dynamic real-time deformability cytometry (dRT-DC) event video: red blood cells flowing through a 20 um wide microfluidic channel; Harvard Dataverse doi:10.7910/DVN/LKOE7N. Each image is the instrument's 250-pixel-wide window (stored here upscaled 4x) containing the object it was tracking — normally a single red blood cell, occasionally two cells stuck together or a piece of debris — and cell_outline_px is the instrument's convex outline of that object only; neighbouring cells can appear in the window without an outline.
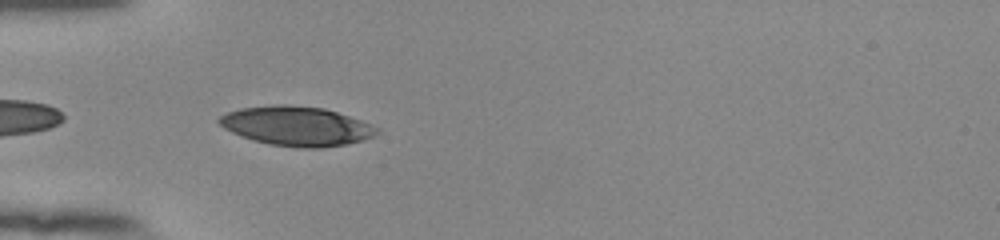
{"species": "human", "species_latin": "Homo sapiens", "temperature_condition": "room temperature", "stored_images_in_passage": 38, "camera_frame_rate_fps": 3000, "um_per_image_px": 0.085, "donor": {"sex": "female"}, "frame": {"image": 1, "passage_image": 2, "time_ms": 0.333, "image_size_px": [1000, 240], "cell_outline_px": [[380, 132], [364, 140], [348, 144], [320, 148], [300, 148], [268, 144], [252, 140], [232, 132], [224, 128], [216, 120], [220, 116], [228, 112], [240, 108], [276, 104], [288, 104], [324, 108], [360, 120], [380, 128]], "centroid_in_image_um": [25.21, 10.72], "position_along_channel_um": 59.8, "area_um2": 36.3}}
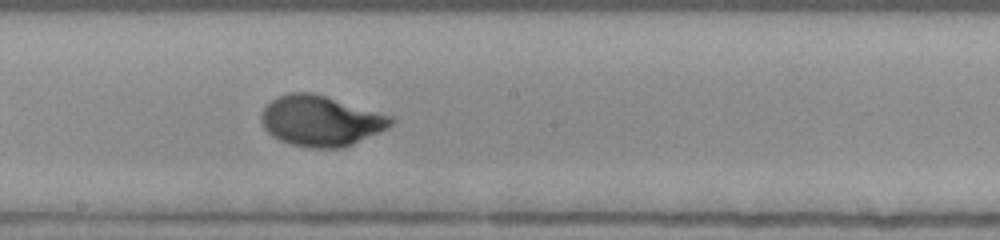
{"frame": {"image": 2, "passage_image": 15, "time_ms": 4.667, "image_size_px": [1000, 240], "cell_outline_px": [[396, 120], [388, 128], [344, 148], [312, 148], [292, 144], [280, 140], [272, 136], [264, 128], [260, 120], [260, 112], [276, 96], [288, 92], [312, 92], [392, 116]], "centroid_in_image_um": [27.25, 10.27], "position_along_channel_um": 221.0, "area_um2": 38.21}}
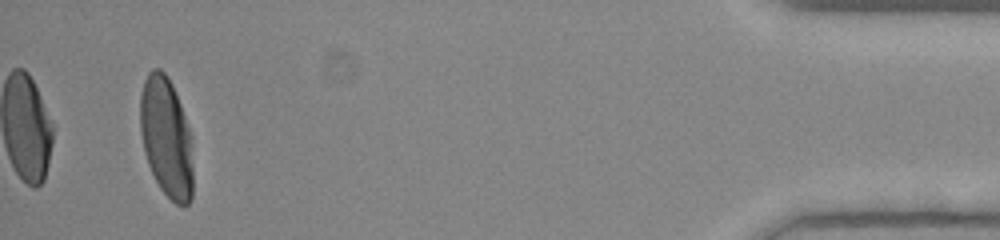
{"frame": {"image": 3, "passage_image": 36, "time_ms": 11.667, "image_size_px": [1000, 240], "cell_outline_px": [[192, 200], [188, 204], [176, 204], [160, 188], [148, 164], [144, 152], [140, 132], [140, 96], [144, 80], [148, 72], [152, 68], [160, 68], [168, 76], [172, 84], [180, 104], [188, 128], [192, 168]], "centroid_in_image_um": [14.1, 11.65], "position_along_channel_um": 421.1, "area_um2": 36.53}, "authors_computed_cell_mechanics": {"area_um2": 36.5585, "velocity_mm_per_s": 3.8591, "shape_relaxation_time_tau1_ms": 3.5565, "shape_relaxation_time_tau2_ms": null, "deformation_change_tau1": 0.1934, "deformation_change_tau2": null}}